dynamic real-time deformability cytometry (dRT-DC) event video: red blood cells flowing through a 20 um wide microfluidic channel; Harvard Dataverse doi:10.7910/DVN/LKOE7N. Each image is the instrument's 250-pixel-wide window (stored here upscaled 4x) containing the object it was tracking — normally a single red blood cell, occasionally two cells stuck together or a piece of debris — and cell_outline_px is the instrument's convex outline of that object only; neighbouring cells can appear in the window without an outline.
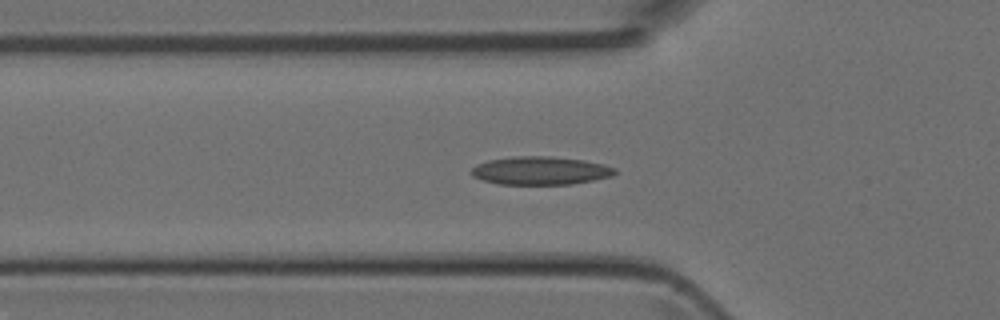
{"species": "Egyptian fruit bat (a non-hibernating species)", "species_latin": "Rousettus aegyptiacus", "temperature_condition": "room temperature", "stored_images_in_passage": 29, "camera_frame_rate_fps": 3000, "um_per_image_px": 0.085, "animal": {"sex": "female"}, "frame": {"image": 1, "passage_image": 6, "time_ms": 1.667, "image_size_px": [1000, 320], "cell_outline_px": [[616, 172], [612, 176], [572, 184], [496, 184], [472, 176], [468, 172], [476, 164], [488, 160], [512, 156], [548, 156], [584, 160], [604, 164], [616, 168]], "centroid_in_image_um": [45.9, 14.5], "position_along_channel_um": 79.9, "area_um2": 23.7}}
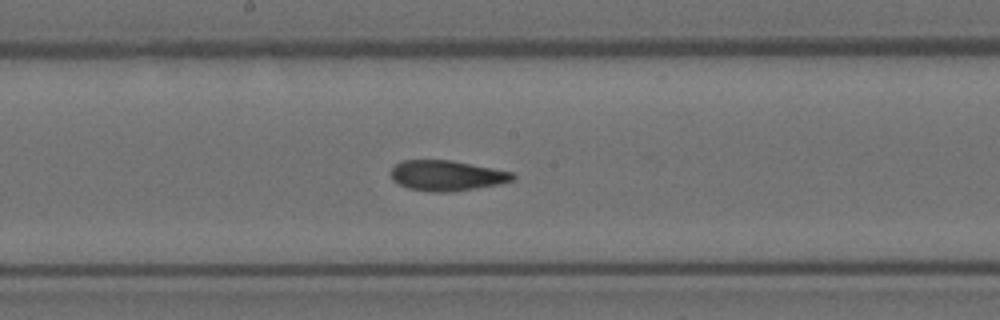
{"frame": {"image": 2, "passage_image": 15, "time_ms": 4.667, "image_size_px": [1000, 320], "cell_outline_px": [[516, 180], [500, 184], [452, 192], [432, 192], [408, 188], [392, 180], [392, 168], [396, 164], [404, 160], [452, 160], [512, 172], [516, 176]], "centroid_in_image_um": [38.01, 14.93], "position_along_channel_um": 210.2, "area_um2": 21.56}}
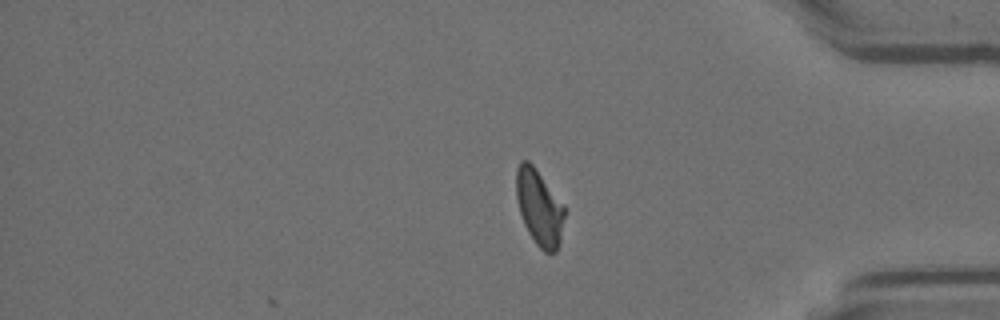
{"frame": {"image": 3, "passage_image": 29, "time_ms": 9.333, "image_size_px": [1000, 320], "cell_outline_px": [[564, 216], [560, 240], [556, 252], [544, 252], [536, 244], [528, 232], [524, 224], [520, 212], [516, 196], [516, 168], [520, 160], [528, 160], [536, 168], [564, 204]], "centroid_in_image_um": [45.83, 17.61], "position_along_channel_um": 389.4, "area_um2": 21.33}}